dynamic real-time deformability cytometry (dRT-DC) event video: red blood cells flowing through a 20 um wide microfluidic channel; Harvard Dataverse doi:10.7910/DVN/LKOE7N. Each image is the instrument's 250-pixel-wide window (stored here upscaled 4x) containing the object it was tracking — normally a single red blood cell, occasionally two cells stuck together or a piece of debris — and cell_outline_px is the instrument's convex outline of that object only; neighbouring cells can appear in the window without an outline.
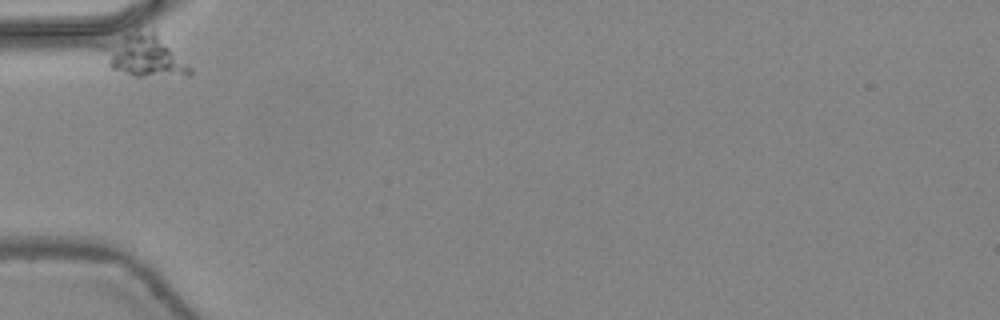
{"species": "common noctule bat (a hibernating species)", "species_latin": "Nyctalus noctula", "temperature_condition": "warm", "stored_images_in_passage": 34, "camera_frame_rate_fps": 3000, "um_per_image_px": 0.085, "animal": {"sex": "female", "body_mass_g": 24.6, "forearm_length_mm": 56.2}, "frame": {"image": 1, "passage_image": 1, "time_ms": 0.0, "image_size_px": [1000, 320], "cell_outline_px": [[192, 72], [188, 76], [132, 76], [112, 68], [108, 64], [96, 48], [96, 44], [140, 20], [156, 32], [192, 68]], "centroid_in_image_um": [12.08, 4.53], "position_along_channel_um": 72.9, "area_um2": 23.87}}
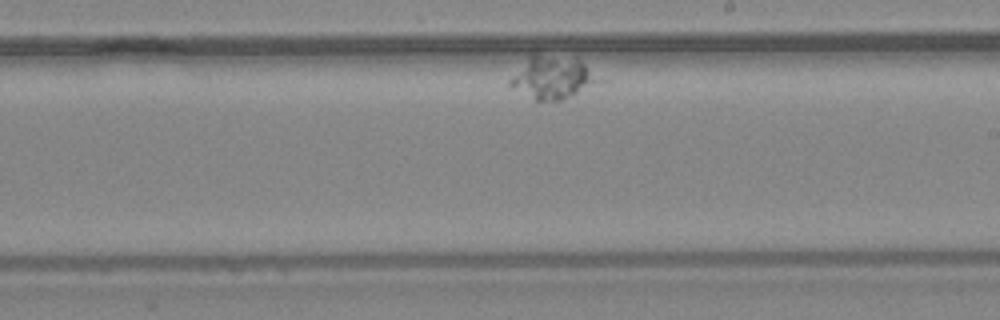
{"frame": {"image": 2, "passage_image": 20, "time_ms": 6.333, "image_size_px": [1000, 320], "cell_outline_px": [[592, 80], [576, 92], [560, 100], [536, 100], [508, 88], [508, 80], [528, 56], [532, 52], [536, 52], [576, 56], [584, 64], [592, 76]], "centroid_in_image_um": [46.72, 6.51], "position_along_channel_um": 242.3, "area_um2": 21.39}}
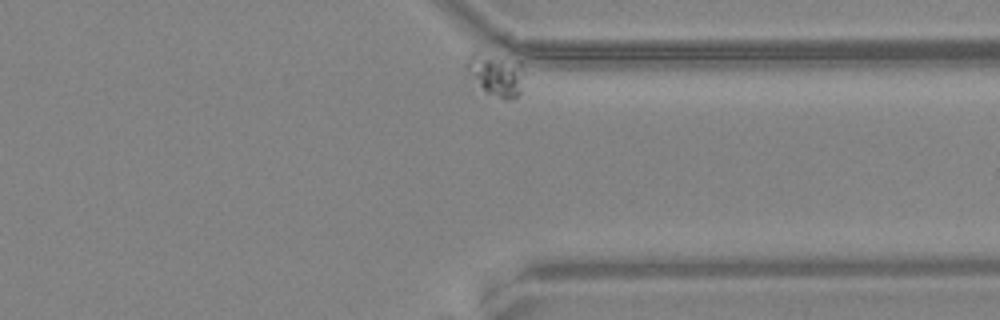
{"frame": {"image": 3, "passage_image": 34, "time_ms": 11.0, "image_size_px": [1000, 320], "cell_outline_px": [[524, 72], [520, 96], [512, 100], [504, 100], [464, 80], [464, 60], [472, 52], [480, 52], [520, 60]], "centroid_in_image_um": [42.06, 6.33], "position_along_channel_um": 369.3, "area_um2": 15.55}}